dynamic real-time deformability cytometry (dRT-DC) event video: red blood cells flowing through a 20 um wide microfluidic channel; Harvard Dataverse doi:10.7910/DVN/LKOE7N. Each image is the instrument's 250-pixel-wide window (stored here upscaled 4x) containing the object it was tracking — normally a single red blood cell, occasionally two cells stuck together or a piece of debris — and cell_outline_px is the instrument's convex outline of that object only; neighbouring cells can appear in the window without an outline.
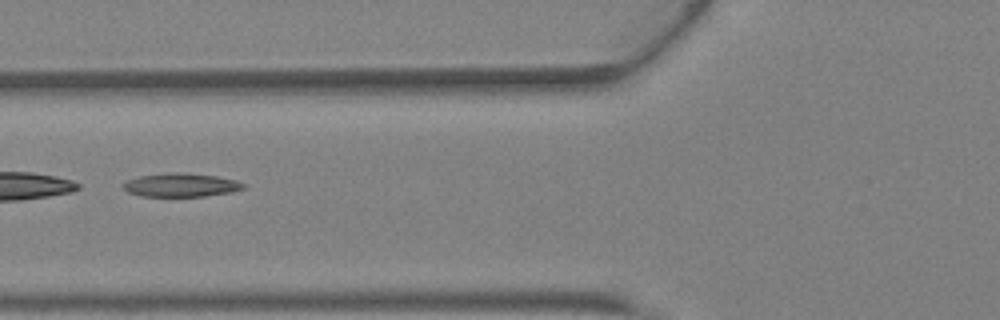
{"species": "Egyptian fruit bat (a non-hibernating species)", "species_latin": "Rousettus aegyptiacus", "temperature_condition": "warm", "stored_images_in_passage": 36, "camera_frame_rate_fps": 3000, "um_per_image_px": 0.085, "animal": {"sex": "female"}, "frame": {"image": 1, "passage_image": 13, "time_ms": 4.0, "image_size_px": [1000, 320], "cell_outline_px": [[244, 188], [232, 192], [204, 196], [140, 196], [128, 192], [124, 188], [124, 184], [128, 180], [140, 176], [176, 172], [216, 176], [236, 180], [244, 184]], "centroid_in_image_um": [15.4, 15.73], "position_along_channel_um": 110.4, "area_um2": 16.18}}
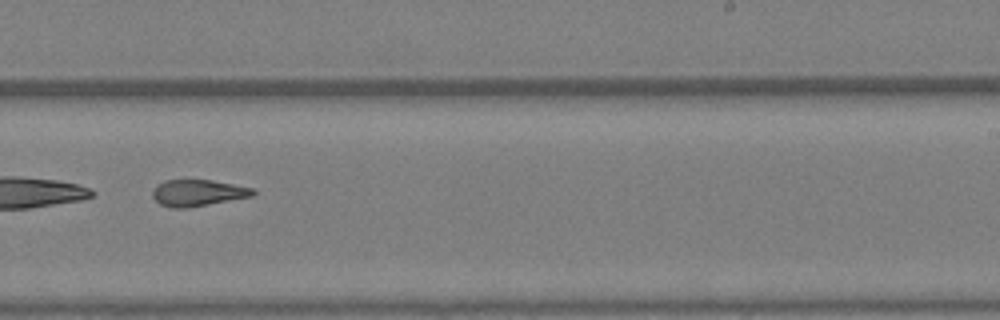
{"frame": {"image": 2, "passage_image": 23, "time_ms": 7.333, "image_size_px": [1000, 320], "cell_outline_px": [[256, 192], [252, 196], [188, 208], [172, 208], [160, 204], [152, 196], [152, 192], [156, 184], [164, 180], [212, 180], [252, 188]], "centroid_in_image_um": [16.78, 16.39], "position_along_channel_um": 272.2, "area_um2": 15.43}}
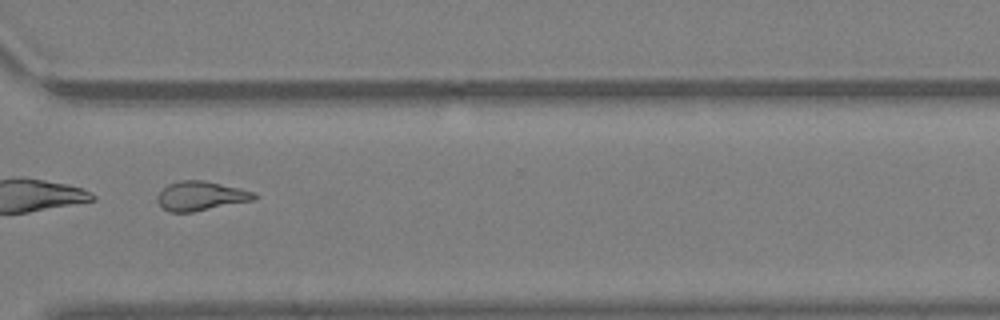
{"frame": {"image": 3, "passage_image": 28, "time_ms": 9.0, "image_size_px": [1000, 320], "cell_outline_px": [[256, 196], [252, 200], [192, 212], [168, 212], [156, 200], [156, 196], [168, 184], [180, 180], [204, 180], [240, 188], [256, 192]], "centroid_in_image_um": [17.04, 16.64], "position_along_channel_um": 353.6, "area_um2": 16.36}, "authors_computed_cell_mechanics": {"area_um2": 17.8313, "velocity_mm_per_s": 4.8665, "shape_relaxation_time_tau1_ms": null, "shape_relaxation_time_tau2_ms": 3.3268, "deformation_change_tau1": null, "deformation_change_tau2": 0.139}}